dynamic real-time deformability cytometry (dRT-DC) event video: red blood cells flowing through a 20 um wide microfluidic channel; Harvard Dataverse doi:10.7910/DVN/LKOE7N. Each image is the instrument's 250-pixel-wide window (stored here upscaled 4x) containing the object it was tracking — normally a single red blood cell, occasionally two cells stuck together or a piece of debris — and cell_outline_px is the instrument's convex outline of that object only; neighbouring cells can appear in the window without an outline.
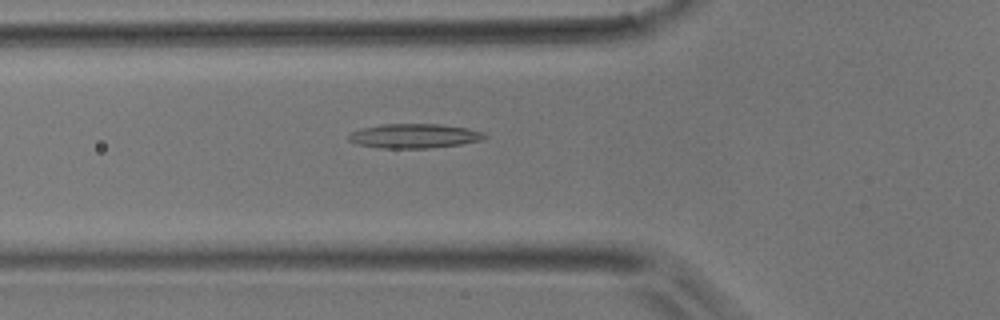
{"species": "common noctule bat (a hibernating species)", "species_latin": "Nyctalus noctula", "temperature_condition": "room temperature", "stored_images_in_passage": 46, "camera_frame_rate_fps": 3000, "um_per_image_px": 0.085, "animal": {"sex": "male", "body_mass_g": 17.9}, "frame": {"image": 1, "passage_image": 15, "time_ms": 4.667, "image_size_px": [1000, 320], "cell_outline_px": [[488, 136], [484, 140], [464, 144], [428, 148], [380, 148], [356, 144], [348, 140], [348, 136], [352, 132], [360, 128], [380, 124], [440, 124], [468, 128], [484, 132]], "centroid_in_image_um": [35.24, 11.55], "position_along_channel_um": 90.6, "area_um2": 19.59}}
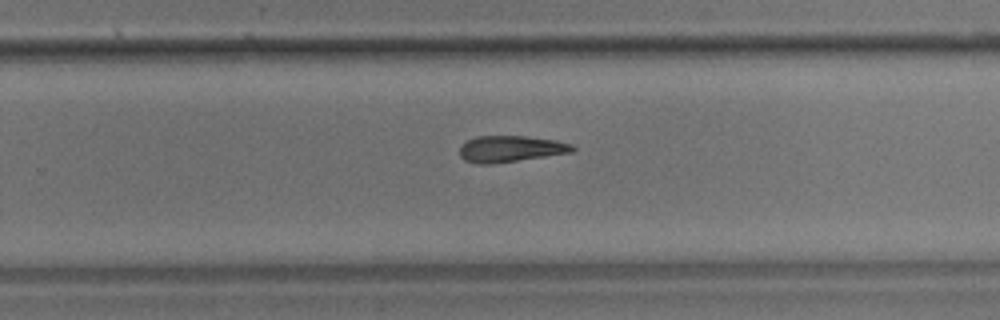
{"frame": {"image": 2, "passage_image": 29, "time_ms": 9.333, "image_size_px": [1000, 320], "cell_outline_px": [[576, 148], [572, 152], [492, 164], [476, 164], [464, 160], [460, 156], [460, 148], [468, 140], [476, 136], [524, 136], [556, 140], [572, 144]], "centroid_in_image_um": [43.39, 12.65], "position_along_channel_um": 286.4, "area_um2": 17.22}}
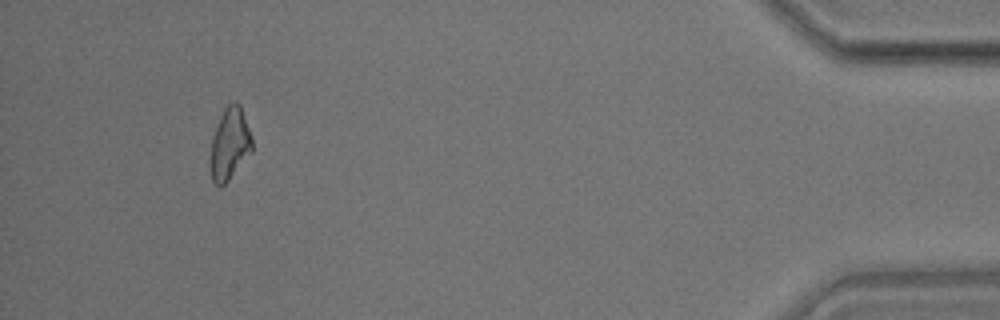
{"frame": {"image": 3, "passage_image": 43, "time_ms": 14.0, "image_size_px": [1000, 320], "cell_outline_px": [[252, 152], [228, 180], [220, 188], [212, 180], [208, 164], [212, 136], [220, 116], [224, 108], [232, 100], [240, 104], [252, 136]], "centroid_in_image_um": [19.5, 12.24], "position_along_channel_um": 415.7, "area_um2": 17.86}}